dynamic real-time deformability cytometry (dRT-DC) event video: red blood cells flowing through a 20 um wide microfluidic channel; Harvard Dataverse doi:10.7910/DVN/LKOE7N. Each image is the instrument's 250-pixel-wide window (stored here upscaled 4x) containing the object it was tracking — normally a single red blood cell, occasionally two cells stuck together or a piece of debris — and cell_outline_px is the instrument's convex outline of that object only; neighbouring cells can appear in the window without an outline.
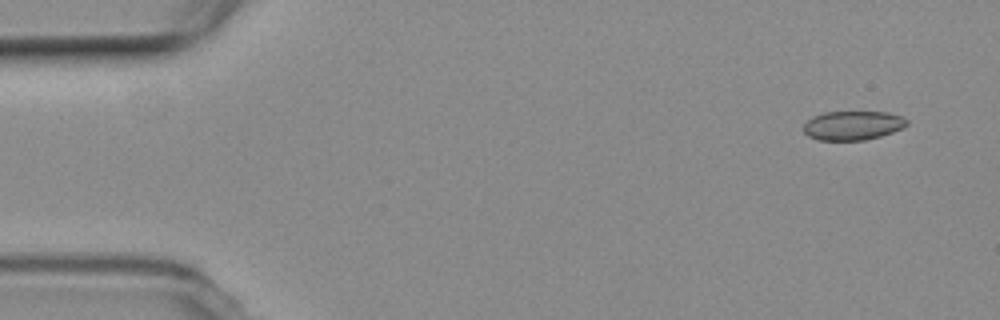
{"species": "common noctule bat (a hibernating species)", "species_latin": "Nyctalus noctula", "temperature_condition": "room temperature", "stored_images_in_passage": 6, "camera_frame_rate_fps": 3000, "um_per_image_px": 0.085, "animal": {"sex": "female", "body_mass_g": 19.3, "forearm_length_mm": 54.1}, "frame": {"image": 1, "passage_image": 1, "time_ms": 0.0, "image_size_px": [1000, 320], "cell_outline_px": [[908, 124], [904, 128], [880, 136], [864, 140], [820, 140], [808, 136], [804, 132], [804, 124], [812, 116], [824, 112], [888, 112], [900, 116], [908, 120]], "centroid_in_image_um": [72.49, 10.66], "position_along_channel_um": 12.5, "area_um2": 17.51}}
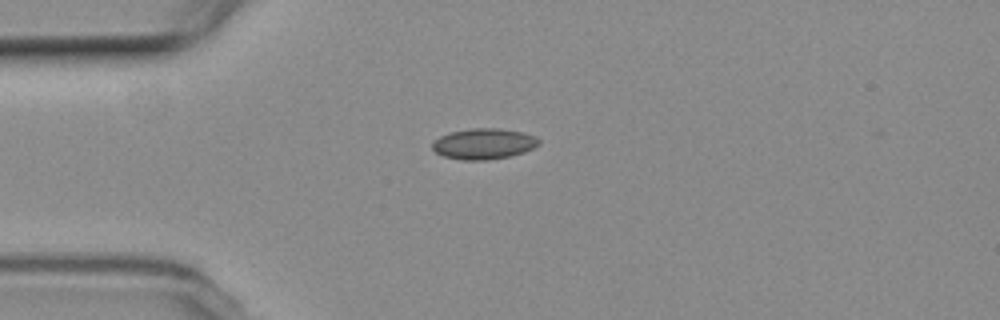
{"frame": {"image": 2, "passage_image": 4, "time_ms": 3.667, "image_size_px": [1000, 320], "cell_outline_px": [[540, 144], [524, 152], [508, 156], [488, 160], [464, 160], [444, 156], [436, 152], [432, 148], [432, 144], [440, 136], [452, 132], [472, 128], [496, 128], [520, 132], [536, 136], [540, 140]], "centroid_in_image_um": [41.13, 12.22], "position_along_channel_um": 43.9, "area_um2": 18.84}}
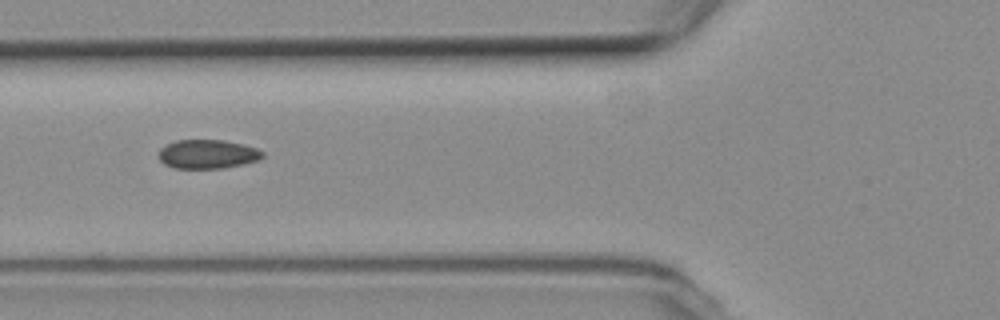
{"frame": {"image": 3, "passage_image": 6, "time_ms": 6.0, "image_size_px": [1000, 320], "cell_outline_px": [[264, 156], [260, 160], [244, 164], [224, 168], [176, 168], [164, 164], [160, 160], [160, 148], [176, 140], [224, 140], [244, 144], [256, 148], [264, 152]], "centroid_in_image_um": [17.69, 13.1], "position_along_channel_um": 108.1, "area_um2": 17.57}}